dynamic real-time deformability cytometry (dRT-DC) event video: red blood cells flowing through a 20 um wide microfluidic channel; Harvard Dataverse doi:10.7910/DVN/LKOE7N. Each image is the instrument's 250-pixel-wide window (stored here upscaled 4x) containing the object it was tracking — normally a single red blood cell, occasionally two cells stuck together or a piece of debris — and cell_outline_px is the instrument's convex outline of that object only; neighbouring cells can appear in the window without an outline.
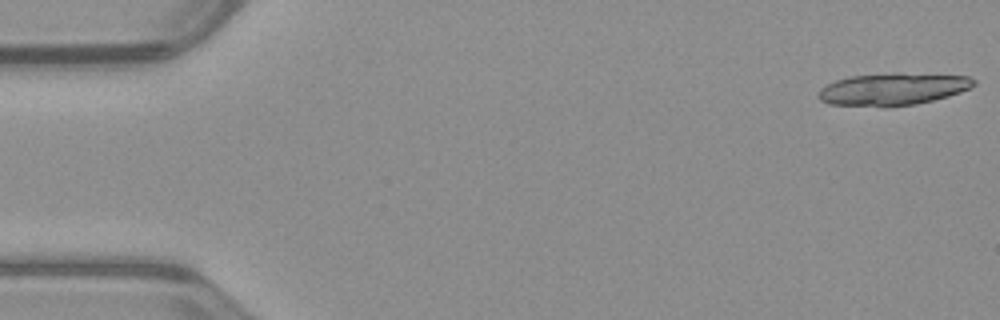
{"species": "common noctule bat (a hibernating species)", "species_latin": "Nyctalus noctula", "temperature_condition": "warm", "stored_images_in_passage": 18, "camera_frame_rate_fps": 3000, "um_per_image_px": 0.085, "animal": {"sex": "male", "body_mass_g": 23.1, "forearm_length_mm": 52.7}, "frame": {"image": 1, "passage_image": 1, "time_ms": 0.0, "image_size_px": [1000, 320], "cell_outline_px": [[976, 84], [960, 92], [948, 96], [916, 104], [884, 108], [828, 104], [820, 100], [816, 96], [820, 88], [836, 80], [852, 76], [896, 72], [900, 72], [968, 76], [976, 80]], "centroid_in_image_um": [75.86, 7.58], "position_along_channel_um": 9.1, "area_um2": 29.71}}